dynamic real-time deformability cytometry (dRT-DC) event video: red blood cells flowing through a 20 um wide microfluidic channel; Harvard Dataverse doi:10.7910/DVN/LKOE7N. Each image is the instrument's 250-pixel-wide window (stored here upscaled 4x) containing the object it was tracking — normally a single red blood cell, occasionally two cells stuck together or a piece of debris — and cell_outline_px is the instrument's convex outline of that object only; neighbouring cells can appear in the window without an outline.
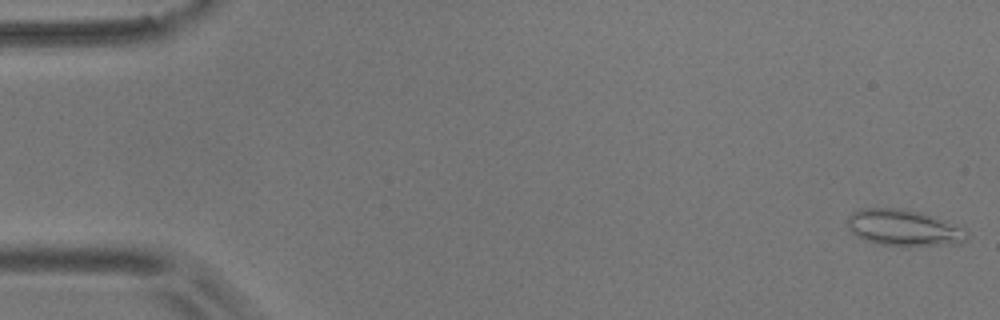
{"species": "common noctule bat (a hibernating species)", "species_latin": "Nyctalus noctula", "temperature_condition": "room temperature", "stored_images_in_passage": 16, "camera_frame_rate_fps": 3000, "um_per_image_px": 0.085, "animal": {"sex": "male", "body_mass_g": 17.9}, "frame": {"image": 1, "passage_image": 1, "time_ms": 0.0, "image_size_px": [1000, 320], "cell_outline_px": [[968, 240], [960, 244], [880, 244], [856, 236], [848, 228], [848, 216], [856, 208], [904, 208], [924, 212], [968, 232]], "centroid_in_image_um": [76.77, 19.32], "position_along_channel_um": 8.2, "area_um2": 24.74}}